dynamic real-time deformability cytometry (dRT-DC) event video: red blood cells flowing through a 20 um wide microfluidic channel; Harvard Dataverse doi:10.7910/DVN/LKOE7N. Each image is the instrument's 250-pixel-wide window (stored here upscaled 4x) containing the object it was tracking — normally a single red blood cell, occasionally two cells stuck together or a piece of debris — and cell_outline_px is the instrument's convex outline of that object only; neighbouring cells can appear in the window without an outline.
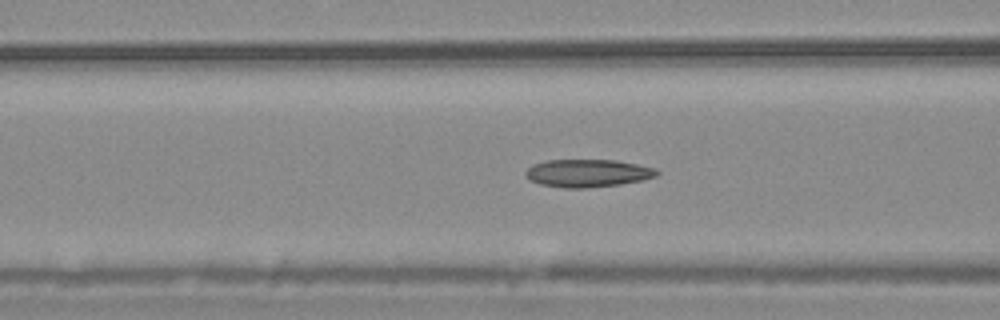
{"species": "common noctule bat (a hibernating species)", "species_latin": "Nyctalus noctula", "temperature_condition": "warm", "stored_images_in_passage": 53, "camera_frame_rate_fps": 3000, "um_per_image_px": 0.085, "animal": {"sex": "male", "body_mass_g": 20.4}, "frame": {"image": 1, "passage_image": 20, "time_ms": 6.333, "image_size_px": [1000, 320], "cell_outline_px": [[660, 172], [656, 176], [640, 180], [620, 184], [584, 188], [564, 188], [540, 184], [524, 176], [524, 172], [532, 164], [548, 160], [616, 160], [656, 168]], "centroid_in_image_um": [49.93, 14.71], "position_along_channel_um": 116.7, "area_um2": 21.15}}
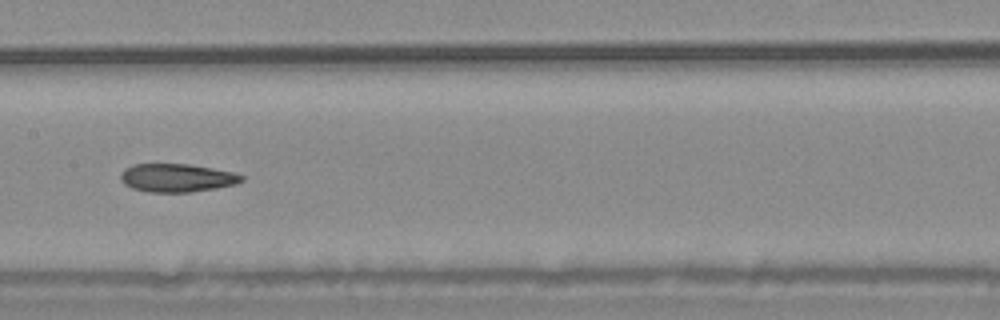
{"frame": {"image": 2, "passage_image": 26, "time_ms": 8.333, "image_size_px": [1000, 320], "cell_outline_px": [[244, 180], [236, 184], [216, 188], [188, 192], [148, 192], [132, 188], [124, 184], [120, 180], [120, 172], [124, 168], [132, 164], [188, 164], [212, 168], [232, 172], [244, 176]], "centroid_in_image_um": [15.0, 15.11], "position_along_channel_um": 192.4, "area_um2": 20.0}}
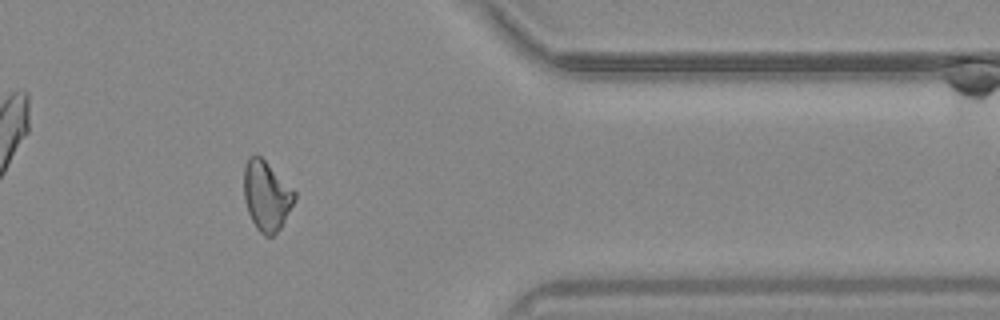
{"frame": {"image": 3, "passage_image": 43, "time_ms": 14.0, "image_size_px": [1000, 320], "cell_outline_px": [[296, 196], [280, 228], [272, 236], [264, 236], [256, 228], [248, 212], [244, 200], [244, 168], [248, 156], [256, 152], [296, 192]], "centroid_in_image_um": [22.62, 16.62], "position_along_channel_um": 388.8, "area_um2": 20.35}, "authors_computed_cell_mechanics": {"area_um2": 20.808, "velocity_mm_per_s": 3.7845, "shape_relaxation_time_tau1_ms": null, "shape_relaxation_time_tau2_ms": 4.5523, "deformation_change_tau1": null, "deformation_change_tau2": 0.1154}}